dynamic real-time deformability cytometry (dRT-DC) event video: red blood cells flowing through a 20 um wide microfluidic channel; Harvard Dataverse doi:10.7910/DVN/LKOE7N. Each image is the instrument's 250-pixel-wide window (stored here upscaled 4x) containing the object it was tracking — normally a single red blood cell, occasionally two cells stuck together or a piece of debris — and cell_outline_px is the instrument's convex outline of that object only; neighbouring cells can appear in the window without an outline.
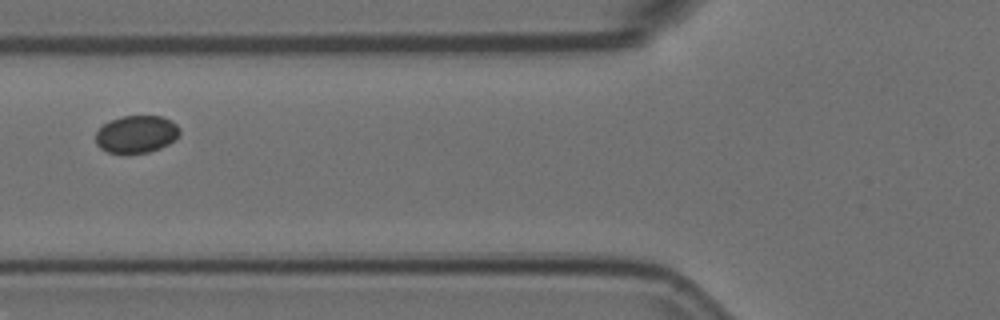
{"species": "Egyptian fruit bat (a non-hibernating species)", "species_latin": "Rousettus aegyptiacus", "temperature_condition": "room temperature", "stored_images_in_passage": 4, "camera_frame_rate_fps": 3000, "um_per_image_px": 0.085, "animal": {"sex": "female"}, "frame": {"image": 1, "passage_image": 4, "time_ms": 1.0, "image_size_px": [1000, 320], "cell_outline_px": [[180, 132], [176, 140], [160, 148], [148, 152], [108, 152], [100, 148], [96, 144], [96, 132], [108, 120], [124, 116], [164, 116], [172, 120], [180, 128]], "centroid_in_image_um": [11.62, 11.38], "position_along_channel_um": 114.2, "area_um2": 18.32}}